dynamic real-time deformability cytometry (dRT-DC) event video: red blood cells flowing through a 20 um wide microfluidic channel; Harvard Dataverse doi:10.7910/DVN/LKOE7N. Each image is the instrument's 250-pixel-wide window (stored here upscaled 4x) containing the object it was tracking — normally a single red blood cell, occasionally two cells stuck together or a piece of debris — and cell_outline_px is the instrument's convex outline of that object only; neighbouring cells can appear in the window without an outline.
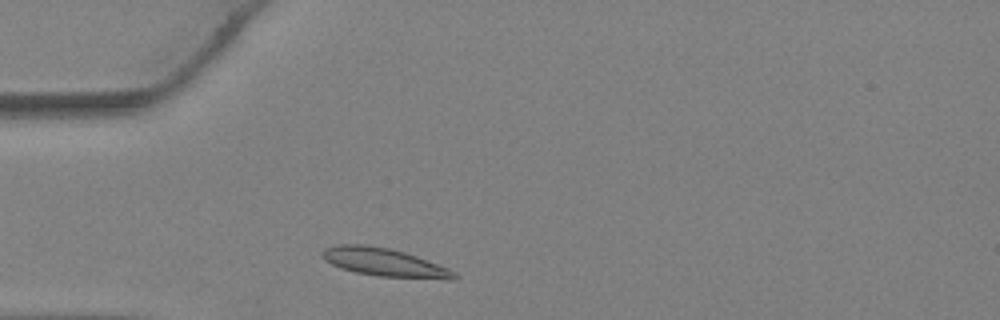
{"species": "Egyptian fruit bat (a non-hibernating species)", "species_latin": "Rousettus aegyptiacus", "temperature_condition": "warm", "stored_images_in_passage": 22, "camera_frame_rate_fps": 3000, "um_per_image_px": 0.085, "animal": {"sex": "female"}, "frame": {"image": 1, "passage_image": 2, "time_ms": 0.333, "image_size_px": [1000, 320], "cell_outline_px": [[460, 276], [456, 280], [448, 280], [380, 276], [356, 272], [340, 268], [324, 260], [324, 248], [340, 244], [364, 244], [388, 248], [404, 252], [416, 256], [448, 268], [456, 272]], "centroid_in_image_um": [32.74, 22.31], "position_along_channel_um": 52.3, "area_um2": 21.62}}
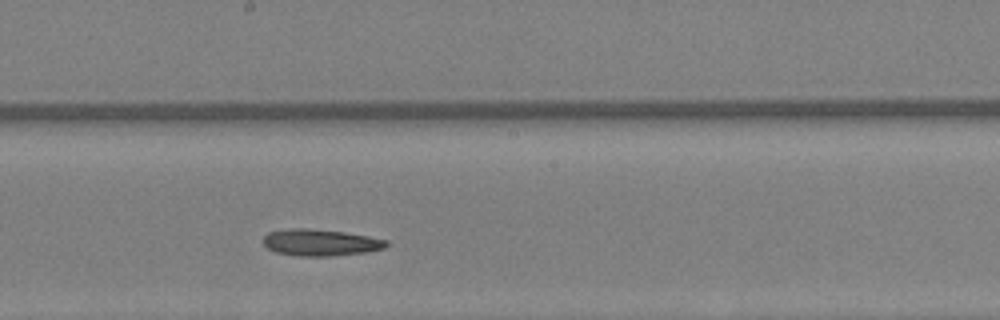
{"frame": {"image": 2, "passage_image": 12, "time_ms": 3.667, "image_size_px": [1000, 320], "cell_outline_px": [[388, 244], [384, 248], [368, 252], [336, 256], [296, 256], [276, 252], [268, 248], [264, 244], [264, 236], [268, 232], [288, 228], [308, 228], [344, 232], [368, 236], [388, 240]], "centroid_in_image_um": [27.25, 20.62], "position_along_channel_um": 221.0, "area_um2": 19.25}}
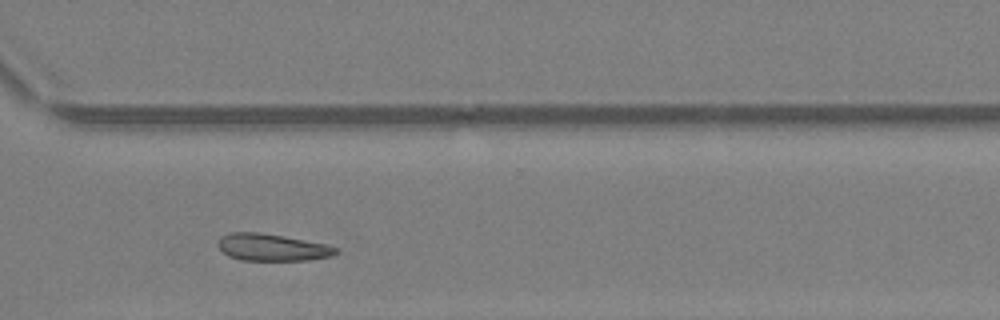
{"frame": {"image": 3, "passage_image": 19, "time_ms": 6.0, "image_size_px": [1000, 320], "cell_outline_px": [[340, 252], [332, 256], [308, 260], [240, 260], [228, 256], [216, 244], [220, 236], [232, 232], [256, 232], [284, 236], [328, 244], [340, 248]], "centroid_in_image_um": [23.16, 21.02], "position_along_channel_um": 347.4, "area_um2": 18.79}}